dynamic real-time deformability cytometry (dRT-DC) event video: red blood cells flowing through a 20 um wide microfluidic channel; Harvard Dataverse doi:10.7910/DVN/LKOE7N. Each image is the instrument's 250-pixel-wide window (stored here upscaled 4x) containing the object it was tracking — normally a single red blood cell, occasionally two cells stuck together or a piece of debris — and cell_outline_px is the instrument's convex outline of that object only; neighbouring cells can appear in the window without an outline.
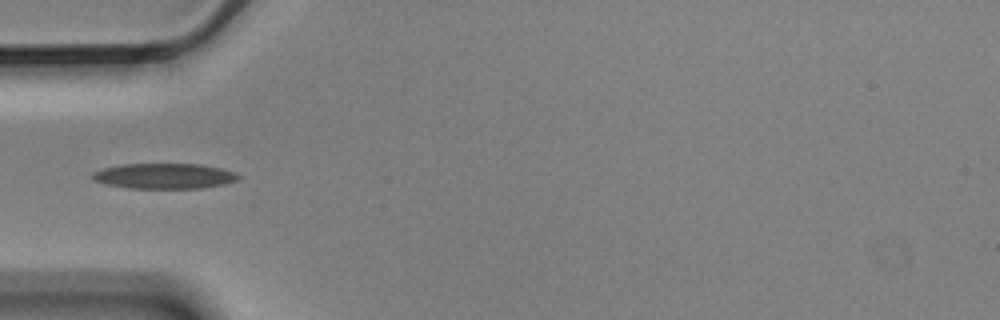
{"species": "Egyptian fruit bat (a non-hibernating species)", "species_latin": "Rousettus aegyptiacus", "temperature_condition": "cold", "stored_images_in_passage": 12, "camera_frame_rate_fps": 3000, "um_per_image_px": 0.085, "animal": {"sex": "male"}, "frame": {"image": 1, "passage_image": 2, "time_ms": 0.333, "image_size_px": [1000, 320], "cell_outline_px": [[240, 180], [224, 184], [200, 188], [128, 188], [108, 184], [92, 180], [92, 172], [104, 168], [120, 164], [200, 164], [224, 168], [236, 172], [240, 176]], "centroid_in_image_um": [14.01, 14.95], "position_along_channel_um": 71.0, "area_um2": 21.73}}
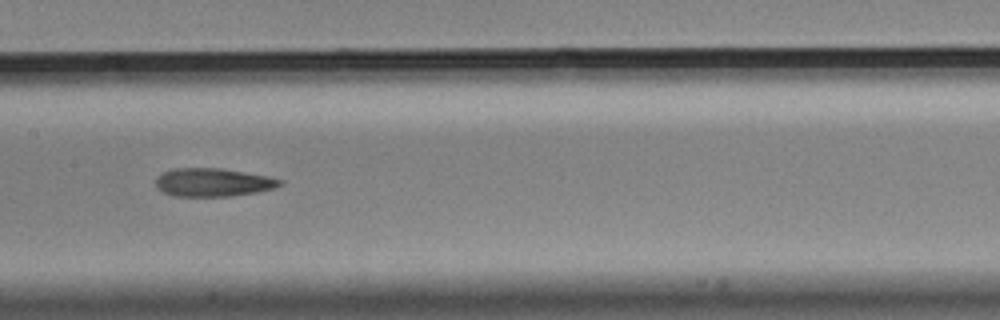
{"frame": {"image": 2, "passage_image": 5, "time_ms": 1.333, "image_size_px": [1000, 320], "cell_outline_px": [[284, 180], [276, 188], [256, 192], [232, 196], [172, 196], [156, 188], [156, 176], [164, 172], [176, 168], [220, 168], [264, 176]], "centroid_in_image_um": [18.06, 15.51], "position_along_channel_um": 189.3, "area_um2": 20.29}}
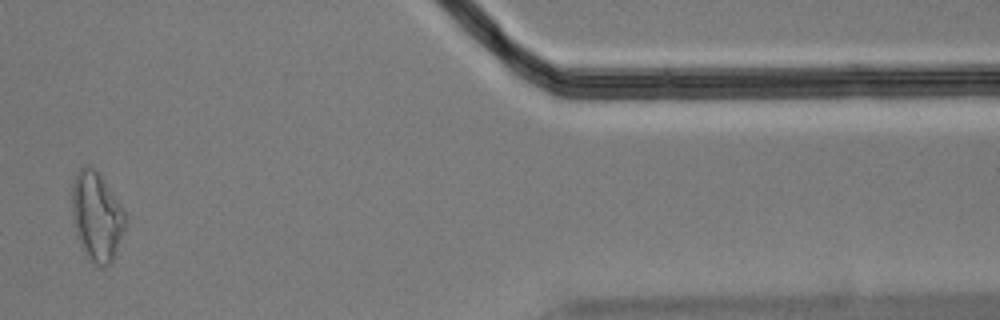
{"frame": {"image": 3, "passage_image": 10, "time_ms": 3.0, "image_size_px": [1000, 320], "cell_outline_px": [[128, 220], [116, 252], [112, 260], [104, 268], [100, 268], [92, 264], [88, 260], [80, 244], [76, 232], [72, 216], [72, 184], [76, 172], [80, 168], [88, 164], [100, 176], [124, 212]], "centroid_in_image_um": [8.2, 18.46], "position_along_channel_um": 403.2, "area_um2": 27.46}}